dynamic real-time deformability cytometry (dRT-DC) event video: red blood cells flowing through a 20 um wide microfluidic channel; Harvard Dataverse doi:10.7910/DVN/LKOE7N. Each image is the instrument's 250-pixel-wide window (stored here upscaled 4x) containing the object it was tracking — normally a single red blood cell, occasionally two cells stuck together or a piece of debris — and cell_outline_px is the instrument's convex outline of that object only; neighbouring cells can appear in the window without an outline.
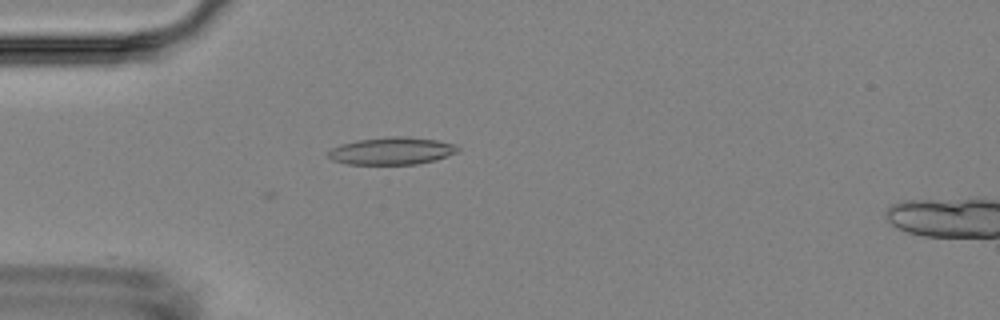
{"species": "Egyptian fruit bat (a non-hibernating species)", "species_latin": "Rousettus aegyptiacus", "temperature_condition": "room temperature", "stored_images_in_passage": 7, "camera_frame_rate_fps": 3000, "um_per_image_px": 0.085, "animal": {"sex": "female"}, "frame": {"image": 1, "passage_image": 6, "time_ms": 5.667, "image_size_px": [1000, 320], "cell_outline_px": [[460, 148], [456, 152], [432, 160], [416, 164], [348, 164], [332, 160], [328, 156], [328, 152], [332, 148], [340, 144], [360, 140], [392, 136], [400, 136], [436, 140], [456, 144]], "centroid_in_image_um": [33.27, 12.83], "position_along_channel_um": 51.7, "area_um2": 20.29}}